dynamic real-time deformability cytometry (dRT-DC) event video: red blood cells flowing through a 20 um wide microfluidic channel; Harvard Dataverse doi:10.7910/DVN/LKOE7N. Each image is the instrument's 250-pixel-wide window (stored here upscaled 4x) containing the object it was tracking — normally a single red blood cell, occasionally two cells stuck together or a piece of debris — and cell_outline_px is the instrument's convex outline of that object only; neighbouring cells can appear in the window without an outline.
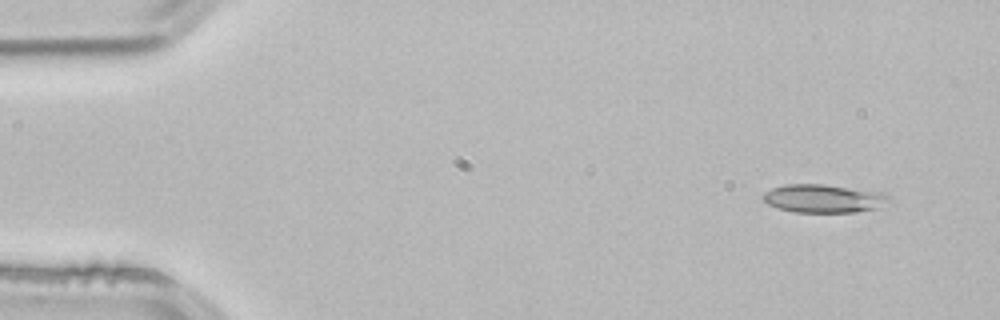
{"species": "common noctule bat (a hibernating species)", "species_latin": "Nyctalus noctula", "temperature_condition": "room temperature", "stored_images_in_passage": 4, "segment_of_instrument_passage": [1, 2], "camera_frame_rate_fps": 3000, "um_per_image_px": 0.085, "animal": {"sex": "male", "body_mass_g": 21.5, "forearm_length_mm": 52.0}, "frame": {"image": 1, "passage_image": 1, "time_ms": 0.0, "image_size_px": [1000, 320], "cell_outline_px": [[892, 200], [876, 208], [856, 212], [792, 212], [768, 204], [760, 196], [764, 192], [772, 188], [784, 184], [824, 184], [880, 192], [888, 196]], "centroid_in_image_um": [69.97, 16.87], "position_along_channel_um": 15.0, "area_um2": 20.69}}
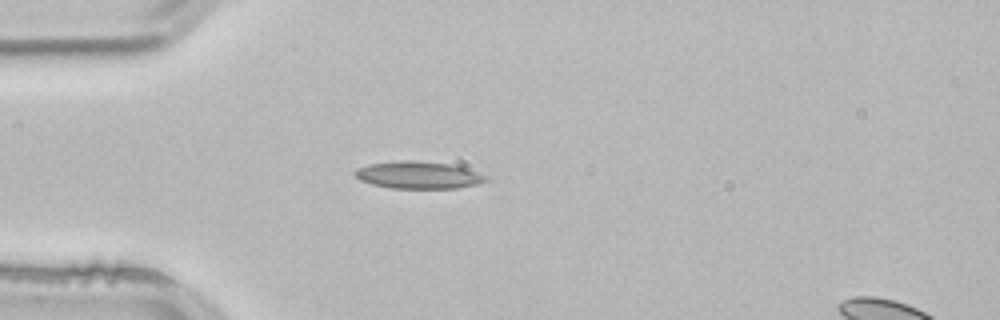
{"frame": {"image": 2, "passage_image": 3, "time_ms": 0.667, "image_size_px": [1000, 320], "cell_outline_px": [[492, 180], [476, 184], [456, 188], [392, 188], [372, 184], [360, 180], [352, 172], [356, 168], [368, 164], [400, 160], [416, 160], [448, 164], [464, 168], [488, 176]], "centroid_in_image_um": [35.54, 14.87], "position_along_channel_um": 49.5, "area_um2": 20.81}}